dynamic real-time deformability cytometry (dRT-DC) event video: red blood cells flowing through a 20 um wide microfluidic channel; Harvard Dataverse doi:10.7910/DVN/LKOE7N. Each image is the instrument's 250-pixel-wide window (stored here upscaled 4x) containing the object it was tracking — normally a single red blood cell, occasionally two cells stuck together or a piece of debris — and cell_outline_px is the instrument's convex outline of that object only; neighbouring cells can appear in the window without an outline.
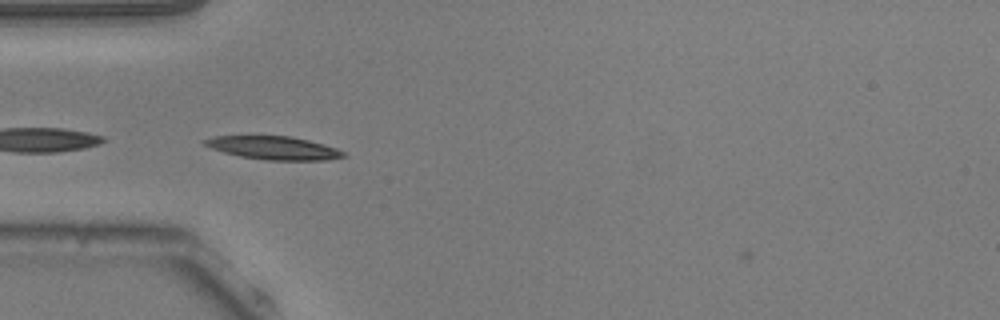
{"species": "common noctule bat (a hibernating species)", "species_latin": "Nyctalus noctula", "temperature_condition": "warm", "stored_images_in_passage": 29, "camera_frame_rate_fps": 3000, "um_per_image_px": 0.085, "animal": {"sex": "male", "body_mass_g": 20.5, "forearm_length_mm": 52.5}, "frame": {"image": 1, "passage_image": 1, "time_ms": 0.0, "image_size_px": [1000, 320], "cell_outline_px": [[348, 156], [328, 160], [264, 160], [240, 156], [224, 152], [212, 148], [204, 144], [200, 140], [212, 136], [292, 136], [324, 144], [336, 148], [344, 152]], "centroid_in_image_um": [23.27, 12.57], "position_along_channel_um": 61.7, "area_um2": 18.84}}
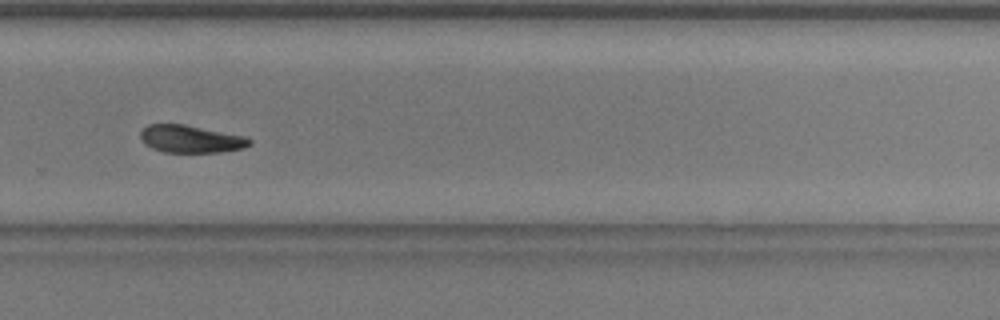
{"frame": {"image": 2, "passage_image": 21, "time_ms": 6.667, "image_size_px": [1000, 320], "cell_outline_px": [[252, 144], [244, 148], [220, 152], [164, 152], [152, 148], [140, 136], [140, 132], [148, 124], [184, 124], [244, 136], [252, 140]], "centroid_in_image_um": [16.25, 11.81], "position_along_channel_um": 313.6, "area_um2": 17.28}, "authors_computed_cell_mechanics": {"area_um2": 17.918, "velocity_mm_per_s": 3.7932, "shape_relaxation_time_tau1_ms": 2.7327, "shape_relaxation_time_tau2_ms": 5.6446, "deformation_change_tau1": 0.1028, "deformation_change_tau2": 0.1212}}